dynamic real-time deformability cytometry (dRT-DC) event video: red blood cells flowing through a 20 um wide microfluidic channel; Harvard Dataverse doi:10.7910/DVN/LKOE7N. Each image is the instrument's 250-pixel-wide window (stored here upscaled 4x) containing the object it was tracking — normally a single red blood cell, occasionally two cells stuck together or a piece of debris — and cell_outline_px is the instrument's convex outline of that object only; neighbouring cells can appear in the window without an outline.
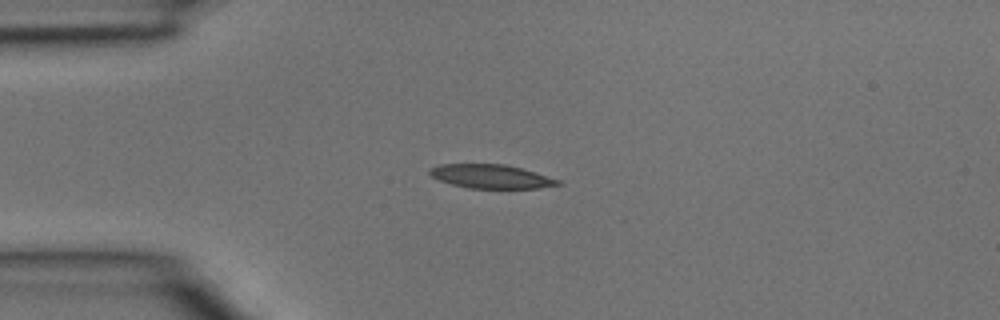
{"species": "common noctule bat (a hibernating species)", "species_latin": "Nyctalus noctula", "temperature_condition": "room temperature", "stored_images_in_passage": 2, "camera_frame_rate_fps": 3000, "um_per_image_px": 0.085, "animal": {"sex": "male", "body_mass_g": 15.6}, "frame": {"image": 1, "passage_image": 1, "time_ms": 0.0, "image_size_px": [1000, 320], "cell_outline_px": [[564, 184], [536, 188], [468, 188], [452, 184], [440, 180], [432, 176], [428, 172], [432, 168], [440, 164], [504, 164], [536, 172], [560, 180]], "centroid_in_image_um": [41.77, 15.0], "position_along_channel_um": 43.2, "area_um2": 17.63}}